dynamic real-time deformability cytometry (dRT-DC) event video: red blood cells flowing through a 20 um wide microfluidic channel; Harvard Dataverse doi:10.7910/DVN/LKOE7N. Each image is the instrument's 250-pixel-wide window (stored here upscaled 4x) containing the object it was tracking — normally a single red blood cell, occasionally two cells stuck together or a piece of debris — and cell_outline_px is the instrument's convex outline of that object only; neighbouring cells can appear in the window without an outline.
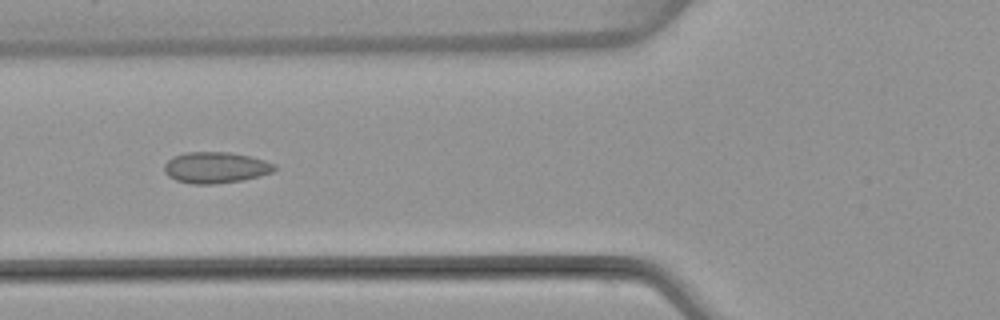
{"species": "common noctule bat (a hibernating species)", "species_latin": "Nyctalus noctula", "temperature_condition": "warm", "stored_images_in_passage": 6, "camera_frame_rate_fps": 3000, "um_per_image_px": 0.085, "animal": {"sex": "female", "body_mass_g": 22.7, "forearm_length_mm": 54.2}, "frame": {"image": 1, "passage_image": 6, "time_ms": 6.333, "image_size_px": [1000, 320], "cell_outline_px": [[276, 168], [272, 172], [240, 180], [212, 184], [192, 184], [176, 180], [168, 176], [164, 172], [164, 164], [172, 156], [184, 152], [228, 152], [248, 156], [264, 160], [276, 164]], "centroid_in_image_um": [18.27, 14.23], "position_along_channel_um": 107.5, "area_um2": 19.88}}